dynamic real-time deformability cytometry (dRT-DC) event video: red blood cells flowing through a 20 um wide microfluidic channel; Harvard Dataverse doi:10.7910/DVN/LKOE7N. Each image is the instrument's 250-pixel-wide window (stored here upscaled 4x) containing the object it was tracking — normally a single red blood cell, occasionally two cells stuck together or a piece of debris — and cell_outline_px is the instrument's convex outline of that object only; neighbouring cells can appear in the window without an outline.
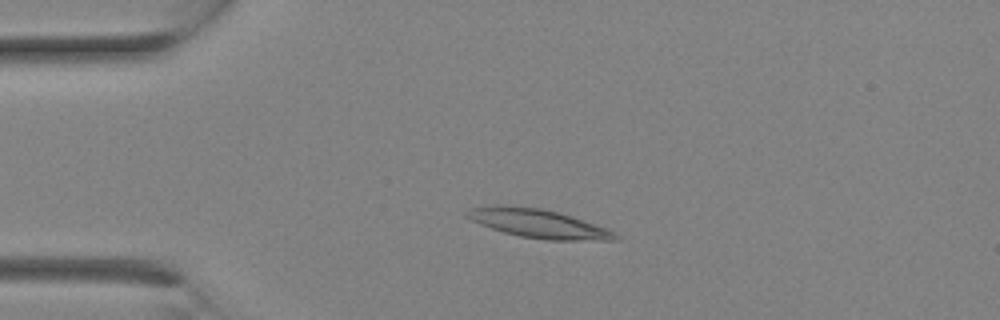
{"species": "Egyptian fruit bat (a non-hibernating species)", "species_latin": "Rousettus aegyptiacus", "temperature_condition": "room temperature", "stored_images_in_passage": 14, "camera_frame_rate_fps": 3000, "um_per_image_px": 0.085, "animal": {"sex": "female"}, "frame": {"image": 1, "passage_image": 7, "time_ms": 2.0, "image_size_px": [1000, 320], "cell_outline_px": [[620, 240], [548, 240], [520, 236], [504, 232], [480, 224], [464, 216], [464, 212], [468, 208], [496, 204], [504, 204], [544, 208], [572, 216], [608, 228], [616, 232], [620, 236]], "centroid_in_image_um": [45.76, 18.98], "position_along_channel_um": 39.2, "area_um2": 25.26}}
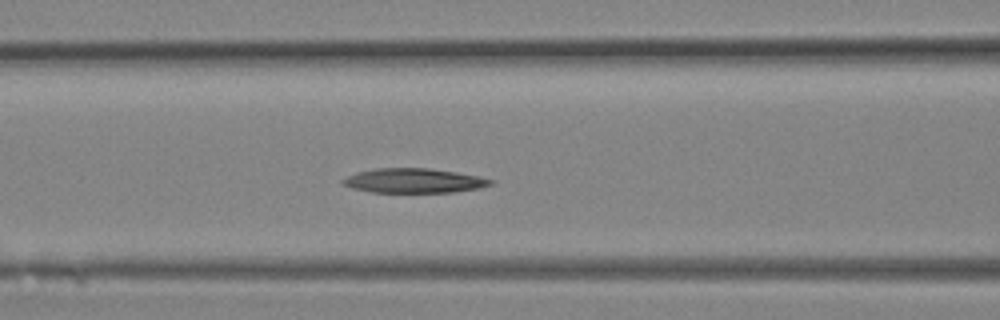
{"frame": {"image": 2, "passage_image": 12, "time_ms": 3.667, "image_size_px": [1000, 320], "cell_outline_px": [[496, 180], [492, 184], [480, 188], [452, 192], [372, 192], [352, 188], [340, 184], [340, 180], [356, 172], [376, 168], [428, 168], [456, 172]], "centroid_in_image_um": [35.15, 15.35], "position_along_channel_um": 131.5, "area_um2": 21.1}}
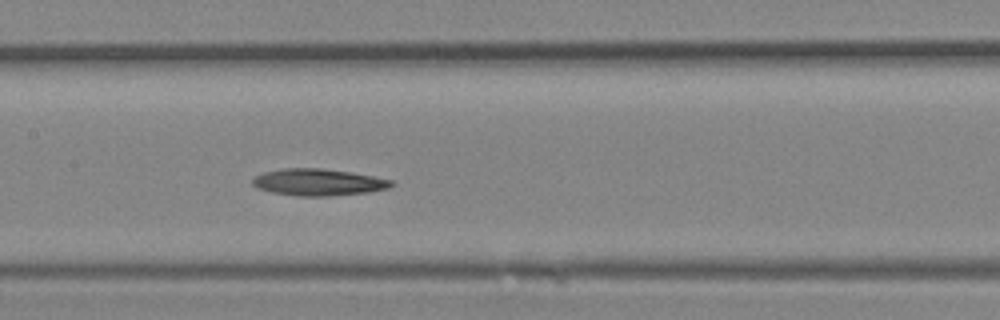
{"frame": {"image": 3, "passage_image": 14, "time_ms": 4.333, "image_size_px": [1000, 320], "cell_outline_px": [[396, 184], [388, 188], [368, 192], [328, 196], [296, 196], [272, 192], [260, 188], [252, 184], [252, 180], [256, 176], [264, 172], [284, 168], [320, 168], [348, 172], [396, 180]], "centroid_in_image_um": [27.1, 15.49], "position_along_channel_um": 180.3, "area_um2": 21.56}}